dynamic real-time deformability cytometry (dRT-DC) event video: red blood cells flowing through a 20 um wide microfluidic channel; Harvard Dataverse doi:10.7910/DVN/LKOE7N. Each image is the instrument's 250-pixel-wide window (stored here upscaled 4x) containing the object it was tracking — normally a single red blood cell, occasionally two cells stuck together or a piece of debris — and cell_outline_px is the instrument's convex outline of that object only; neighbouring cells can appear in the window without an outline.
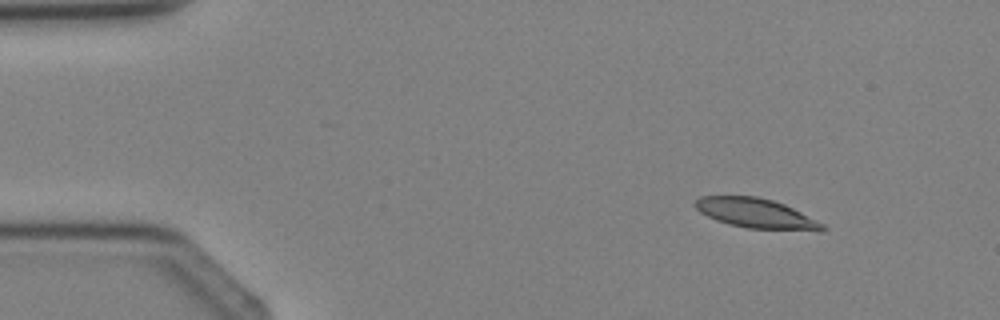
{"species": "Egyptian fruit bat (a non-hibernating species)", "species_latin": "Rousettus aegyptiacus", "temperature_condition": "cold", "stored_images_in_passage": 4, "segment_of_instrument_passage": [2, 2], "camera_frame_rate_fps": 3000, "um_per_image_px": 0.085, "animal": {"sex": "female"}, "frame": {"image": 1, "passage_image": 4, "time_ms": 4.333, "image_size_px": [1000, 320], "cell_outline_px": [[824, 228], [820, 232], [748, 228], [716, 220], [700, 212], [692, 204], [700, 196], [756, 196], [772, 200], [784, 204], [824, 224]], "centroid_in_image_um": [64.27, 18.14], "position_along_channel_um": 20.7, "area_um2": 21.96}}